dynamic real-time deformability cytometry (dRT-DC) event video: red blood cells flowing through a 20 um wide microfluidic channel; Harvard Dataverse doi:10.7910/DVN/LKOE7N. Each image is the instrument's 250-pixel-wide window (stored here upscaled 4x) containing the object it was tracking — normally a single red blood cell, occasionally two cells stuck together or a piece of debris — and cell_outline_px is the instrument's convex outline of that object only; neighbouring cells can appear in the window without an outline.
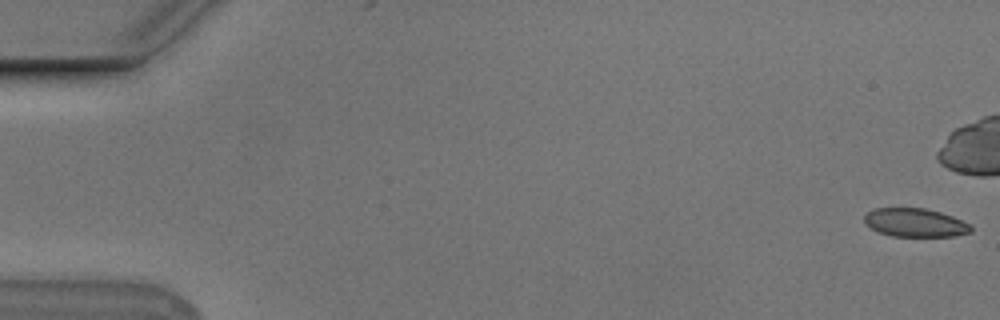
{"species": "Egyptian fruit bat (a non-hibernating species)", "species_latin": "Rousettus aegyptiacus", "temperature_condition": "cold", "stored_images_in_passage": 56, "camera_frame_rate_fps": 3000, "um_per_image_px": 0.085, "animal": {"sex": "male"}, "frame": {"image": 1, "passage_image": 1, "time_ms": 0.0, "image_size_px": [1000, 320], "cell_outline_px": [[972, 232], [952, 236], [892, 236], [880, 232], [864, 224], [864, 216], [872, 208], [924, 208], [940, 212], [952, 216], [972, 224]], "centroid_in_image_um": [77.79, 18.92], "position_along_channel_um": 7.2, "area_um2": 17.74}}
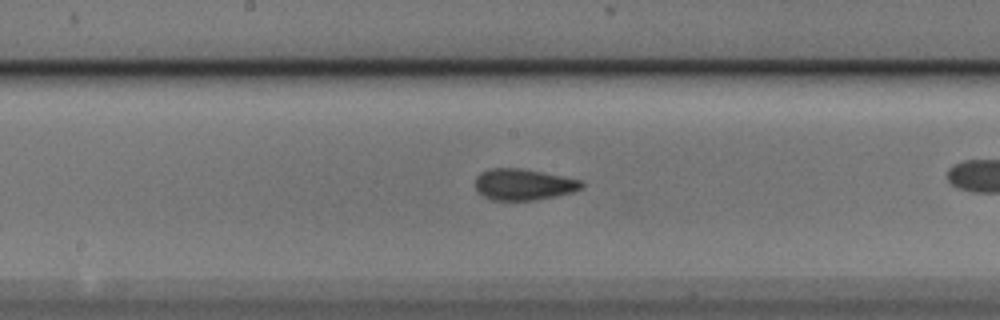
{"frame": {"image": 2, "passage_image": 29, "time_ms": 9.333, "image_size_px": [1000, 320], "cell_outline_px": [[584, 188], [572, 192], [556, 196], [536, 200], [492, 200], [484, 196], [476, 188], [476, 176], [480, 172], [492, 168], [520, 168], [584, 180]], "centroid_in_image_um": [44.54, 15.68], "position_along_channel_um": 203.7, "area_um2": 19.42}}
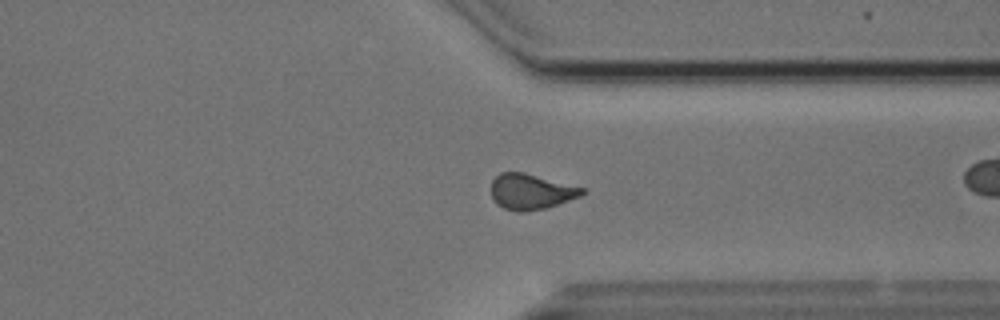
{"frame": {"image": 3, "passage_image": 42, "time_ms": 13.667, "image_size_px": [1000, 320], "cell_outline_px": [[584, 192], [580, 196], [548, 208], [524, 212], [516, 212], [504, 208], [496, 204], [492, 200], [492, 180], [500, 172], [524, 172], [584, 188]], "centroid_in_image_um": [45.1, 16.3], "position_along_channel_um": 366.3, "area_um2": 18.9}, "authors_computed_cell_mechanics": {"area_um2": 19.0162, "velocity_mm_per_s": 3.7611, "shape_relaxation_time_tau1_ms": 10.7709, "shape_relaxation_time_tau2_ms": 1.6541, "deformation_change_tau1": 0.1808, "deformation_change_tau2": 0.0654}}